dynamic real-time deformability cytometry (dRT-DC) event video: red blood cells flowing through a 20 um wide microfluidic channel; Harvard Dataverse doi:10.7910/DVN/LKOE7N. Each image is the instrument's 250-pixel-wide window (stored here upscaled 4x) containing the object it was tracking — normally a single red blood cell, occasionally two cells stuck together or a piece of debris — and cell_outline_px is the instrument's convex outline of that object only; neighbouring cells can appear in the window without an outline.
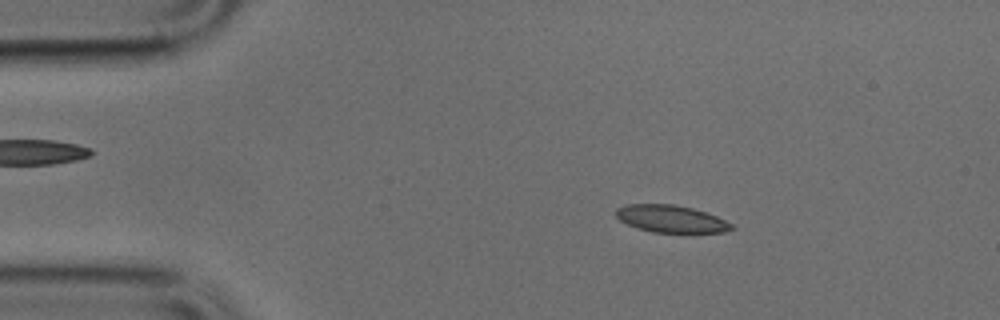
{"species": "common noctule bat (a hibernating species)", "species_latin": "Nyctalus noctula", "temperature_condition": "cold", "stored_images_in_passage": 50, "camera_frame_rate_fps": 3000, "um_per_image_px": 0.085, "animal": {"sex": "male", "body_mass_g": 17.9, "forearm_length_mm": 54.2}, "frame": {"image": 1, "passage_image": 8, "time_ms": 2.333, "image_size_px": [1000, 320], "cell_outline_px": [[736, 228], [724, 232], [652, 232], [636, 228], [620, 220], [616, 216], [616, 208], [628, 204], [676, 204], [692, 208], [716, 216], [732, 224]], "centroid_in_image_um": [57.02, 18.6], "position_along_channel_um": 28.0, "area_um2": 18.26}}
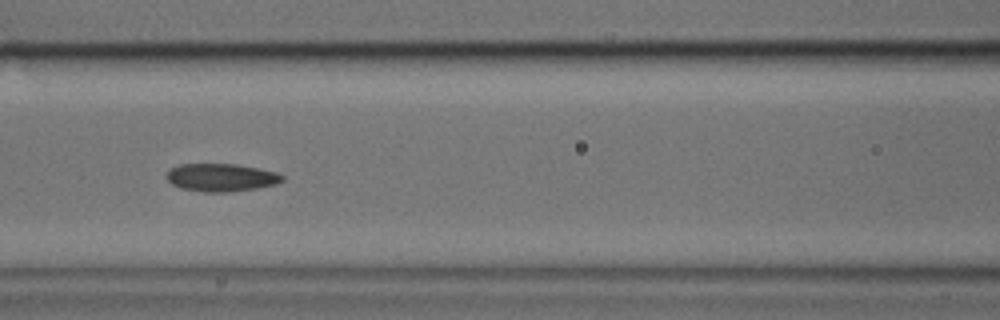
{"frame": {"image": 2, "passage_image": 21, "time_ms": 6.667, "image_size_px": [1000, 320], "cell_outline_px": [[284, 180], [276, 184], [256, 188], [228, 192], [204, 192], [180, 188], [172, 184], [164, 176], [172, 168], [180, 164], [236, 164], [276, 172], [284, 176]], "centroid_in_image_um": [18.79, 15.09], "position_along_channel_um": 147.8, "area_um2": 18.73}}
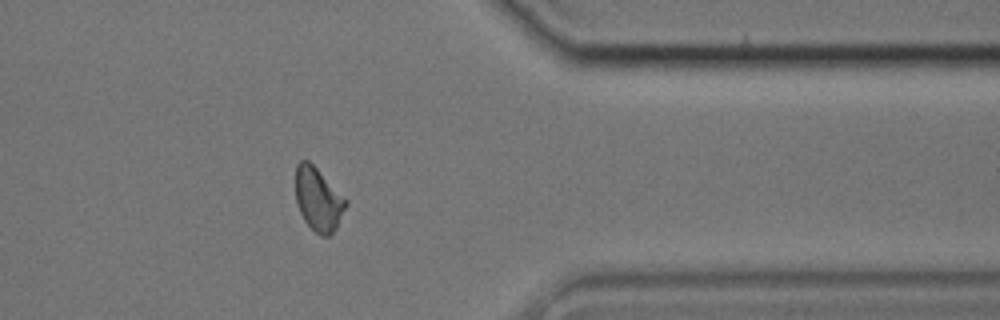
{"frame": {"image": 3, "passage_image": 40, "time_ms": 13.0, "image_size_px": [1000, 320], "cell_outline_px": [[348, 204], [336, 228], [328, 236], [320, 236], [304, 220], [300, 212], [296, 200], [296, 164], [300, 160], [308, 160], [348, 200]], "centroid_in_image_um": [27.06, 16.94], "position_along_channel_um": 384.3, "area_um2": 18.38}}